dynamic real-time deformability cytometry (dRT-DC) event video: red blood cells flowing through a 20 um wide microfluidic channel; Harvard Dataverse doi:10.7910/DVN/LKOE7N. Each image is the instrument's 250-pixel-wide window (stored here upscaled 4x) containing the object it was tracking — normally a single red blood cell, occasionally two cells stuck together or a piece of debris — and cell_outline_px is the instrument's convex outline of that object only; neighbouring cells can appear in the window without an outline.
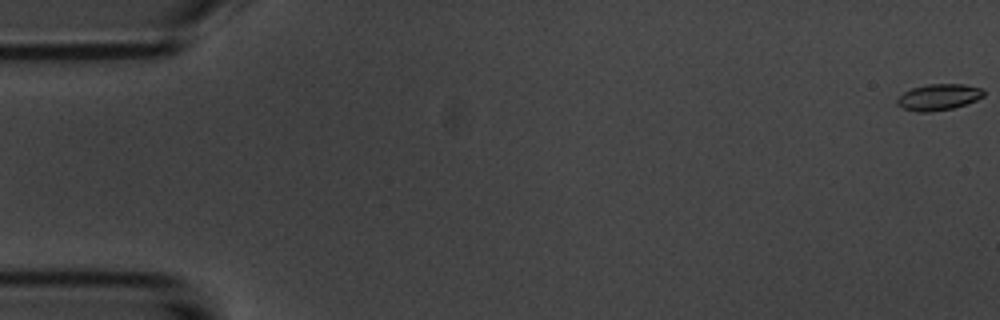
{"species": "common noctule bat (a hibernating species)", "species_latin": "Nyctalus noctula", "temperature_condition": "room temperature", "stored_images_in_passage": 8, "camera_frame_rate_fps": 3000, "um_per_image_px": 0.085, "animal": {"sex": "male", "body_mass_g": 20.1, "forearm_length_mm": 53.5}, "frame": {"image": 1, "passage_image": 1, "time_ms": 0.0, "image_size_px": [1000, 320], "cell_outline_px": [[984, 96], [976, 100], [952, 108], [928, 112], [916, 112], [904, 108], [896, 104], [896, 100], [904, 92], [912, 88], [928, 84], [964, 84], [984, 88]], "centroid_in_image_um": [79.79, 8.24], "position_along_channel_um": 5.2, "area_um2": 13.18}}
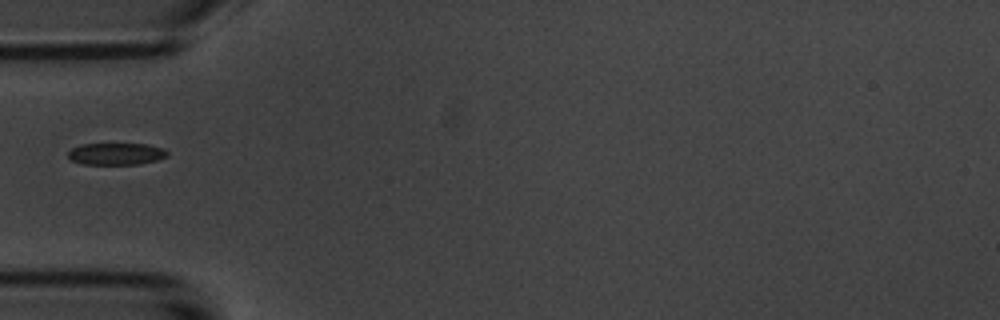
{"frame": {"image": 2, "passage_image": 6, "time_ms": 6.0, "image_size_px": [1000, 320], "cell_outline_px": [[168, 156], [156, 160], [140, 164], [84, 164], [72, 160], [68, 156], [68, 152], [72, 148], [84, 144], [144, 144], [164, 148], [168, 152]], "centroid_in_image_um": [9.9, 13.08], "position_along_channel_um": 75.1, "area_um2": 12.54}}
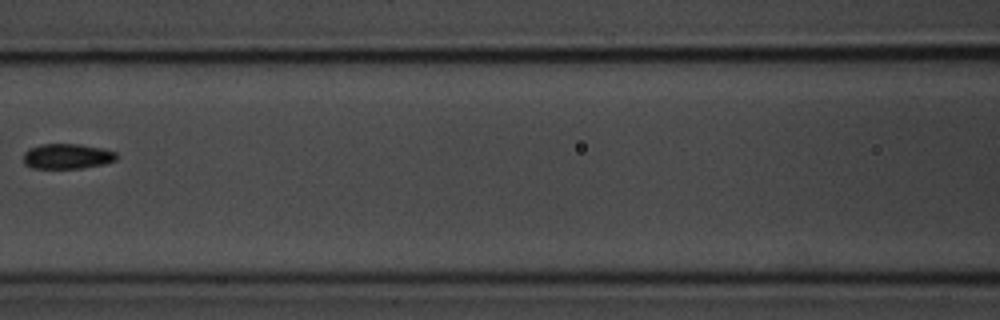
{"frame": {"image": 3, "passage_image": 8, "time_ms": 8.333, "image_size_px": [1000, 320], "cell_outline_px": [[116, 160], [104, 164], [80, 168], [32, 168], [24, 164], [24, 152], [28, 148], [40, 144], [80, 144], [100, 148], [116, 152]], "centroid_in_image_um": [5.67, 13.28], "position_along_channel_um": 160.9, "area_um2": 13.64}}